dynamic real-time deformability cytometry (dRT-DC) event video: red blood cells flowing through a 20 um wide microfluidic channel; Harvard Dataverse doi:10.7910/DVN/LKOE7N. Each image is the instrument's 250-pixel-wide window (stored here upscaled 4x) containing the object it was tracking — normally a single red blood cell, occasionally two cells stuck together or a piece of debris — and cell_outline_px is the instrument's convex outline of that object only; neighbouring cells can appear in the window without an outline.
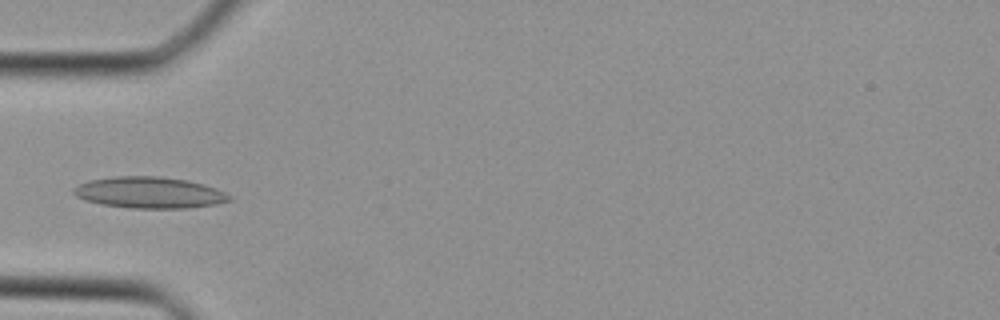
{"species": "Egyptian fruit bat (a non-hibernating species)", "species_latin": "Rousettus aegyptiacus", "temperature_condition": "cold", "stored_images_in_passage": 37, "camera_frame_rate_fps": 3000, "um_per_image_px": 0.085, "animal": {"sex": "female"}, "frame": {"image": 1, "passage_image": 12, "time_ms": 3.667, "image_size_px": [1000, 320], "cell_outline_px": [[232, 200], [216, 204], [184, 208], [132, 208], [100, 204], [76, 196], [72, 192], [72, 188], [88, 180], [112, 176], [160, 176], [188, 180], [204, 184], [216, 188], [232, 196]], "centroid_in_image_um": [12.7, 16.36], "position_along_channel_um": 72.3, "area_um2": 28.5}}
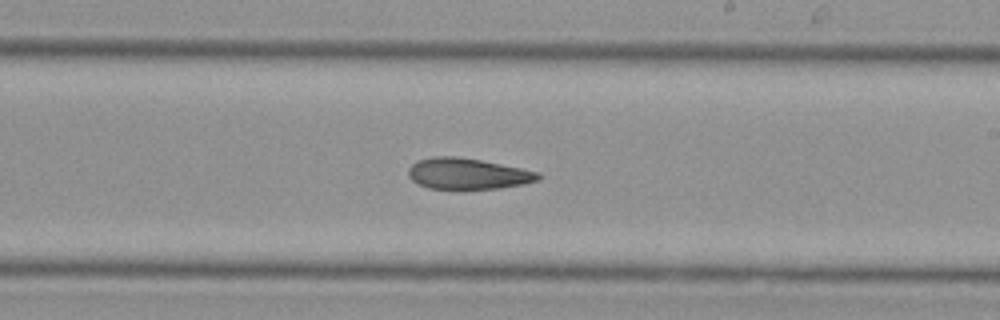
{"frame": {"image": 2, "passage_image": 22, "time_ms": 7.0, "image_size_px": [1000, 320], "cell_outline_px": [[544, 176], [540, 180], [524, 184], [500, 188], [428, 188], [416, 184], [408, 176], [408, 168], [416, 160], [432, 156], [456, 156], [480, 160], [540, 172]], "centroid_in_image_um": [39.75, 14.76], "position_along_channel_um": 249.2, "area_um2": 23.58}}
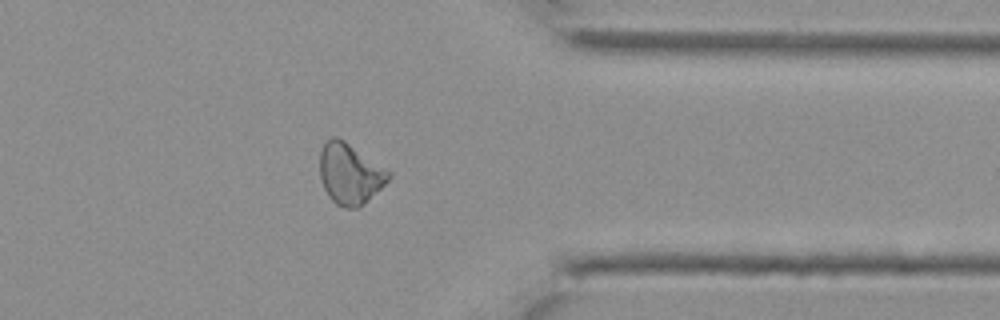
{"frame": {"image": 3, "passage_image": 30, "time_ms": 9.667, "image_size_px": [1000, 320], "cell_outline_px": [[392, 176], [364, 204], [356, 208], [344, 208], [336, 204], [328, 196], [320, 180], [320, 152], [324, 144], [332, 136], [336, 136], [344, 140], [392, 172]], "centroid_in_image_um": [29.74, 14.77], "position_along_channel_um": 381.7, "area_um2": 24.33}}